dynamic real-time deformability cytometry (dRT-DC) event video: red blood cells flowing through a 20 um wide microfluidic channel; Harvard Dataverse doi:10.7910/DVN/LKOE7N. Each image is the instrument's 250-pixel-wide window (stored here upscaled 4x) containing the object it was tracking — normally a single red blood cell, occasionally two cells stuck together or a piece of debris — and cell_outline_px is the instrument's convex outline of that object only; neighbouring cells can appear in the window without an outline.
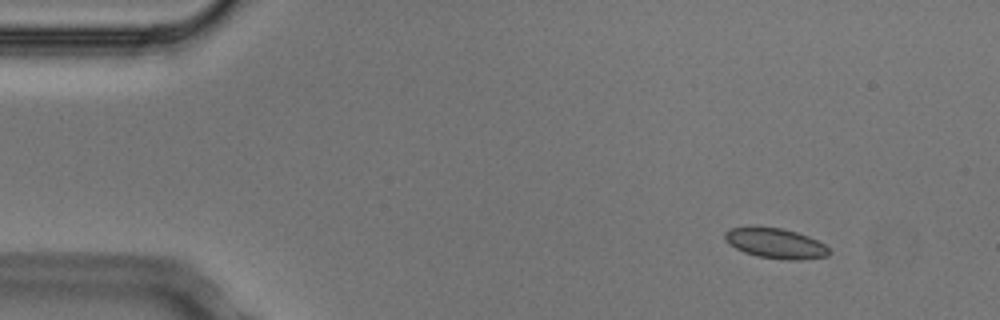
{"species": "Egyptian fruit bat (a non-hibernating species)", "species_latin": "Rousettus aegyptiacus", "temperature_condition": "cold", "stored_images_in_passage": 3, "camera_frame_rate_fps": 3000, "um_per_image_px": 0.085, "animal": {"sex": "male"}, "frame": {"image": 1, "passage_image": 1, "time_ms": 0.0, "image_size_px": [1000, 320], "cell_outline_px": [[832, 252], [828, 256], [800, 260], [784, 260], [756, 256], [744, 252], [728, 244], [724, 240], [724, 232], [728, 228], [752, 224], [784, 228], [808, 236], [824, 244]], "centroid_in_image_um": [65.85, 20.64], "position_along_channel_um": 19.1, "area_um2": 19.07}}